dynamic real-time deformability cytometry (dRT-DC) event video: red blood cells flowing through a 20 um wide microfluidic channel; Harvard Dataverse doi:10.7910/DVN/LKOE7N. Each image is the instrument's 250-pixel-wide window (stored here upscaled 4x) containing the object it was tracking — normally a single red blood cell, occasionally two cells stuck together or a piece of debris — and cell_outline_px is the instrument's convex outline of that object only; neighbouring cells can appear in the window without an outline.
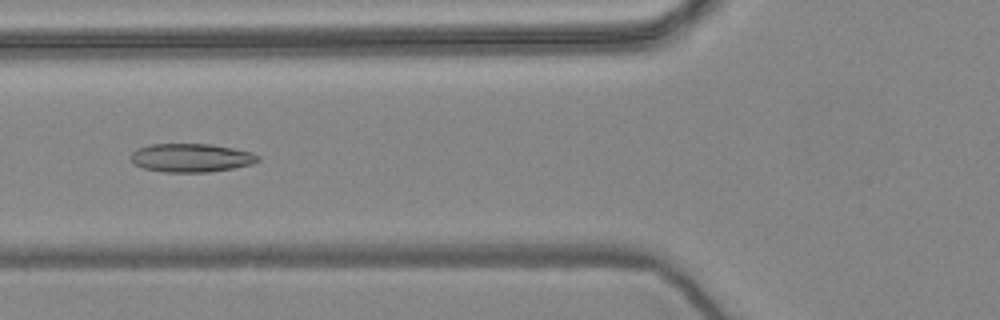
{"species": "common noctule bat (a hibernating species)", "species_latin": "Nyctalus noctula", "temperature_condition": "warm", "stored_images_in_passage": 56, "camera_frame_rate_fps": 3000, "um_per_image_px": 0.085, "animal": {"sex": "female", "body_mass_g": 24.6, "forearm_length_mm": 56.2}, "frame": {"image": 1, "passage_image": 21, "time_ms": 6.667, "image_size_px": [1000, 320], "cell_outline_px": [[260, 160], [252, 164], [232, 168], [208, 172], [164, 172], [144, 168], [132, 164], [132, 152], [136, 148], [152, 144], [212, 144], [252, 152], [260, 156]], "centroid_in_image_um": [16.25, 13.41], "position_along_channel_um": 109.6, "area_um2": 21.15}}
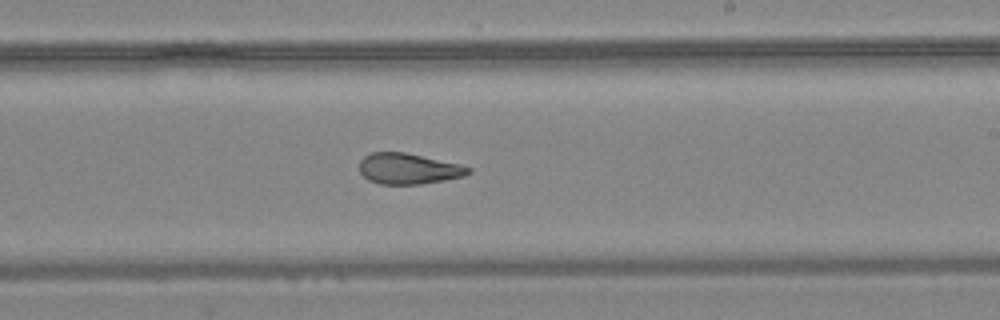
{"frame": {"image": 2, "passage_image": 33, "time_ms": 10.667, "image_size_px": [1000, 320], "cell_outline_px": [[472, 172], [464, 176], [444, 180], [420, 184], [380, 184], [368, 180], [360, 172], [360, 160], [364, 156], [372, 152], [404, 152], [460, 164], [472, 168]], "centroid_in_image_um": [34.72, 14.34], "position_along_channel_um": 254.3, "area_um2": 19.54}}
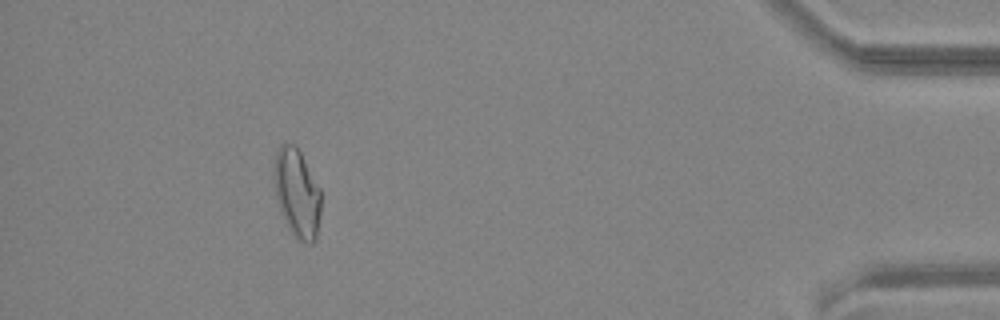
{"frame": {"image": 3, "passage_image": 51, "time_ms": 16.667, "image_size_px": [1000, 320], "cell_outline_px": [[320, 212], [316, 240], [312, 244], [308, 244], [292, 236], [280, 212], [276, 200], [272, 180], [276, 152], [280, 144], [296, 144], [320, 188]], "centroid_in_image_um": [25.21, 16.43], "position_along_channel_um": 410.0, "area_um2": 24.68}, "authors_computed_cell_mechanics": {"area_um2": 21.5594, "velocity_mm_per_s": 3.6126, "shape_relaxation_time_tau1_ms": null, "shape_relaxation_time_tau2_ms": 2.3576, "deformation_change_tau1": null, "deformation_change_tau2": 0.0706}}